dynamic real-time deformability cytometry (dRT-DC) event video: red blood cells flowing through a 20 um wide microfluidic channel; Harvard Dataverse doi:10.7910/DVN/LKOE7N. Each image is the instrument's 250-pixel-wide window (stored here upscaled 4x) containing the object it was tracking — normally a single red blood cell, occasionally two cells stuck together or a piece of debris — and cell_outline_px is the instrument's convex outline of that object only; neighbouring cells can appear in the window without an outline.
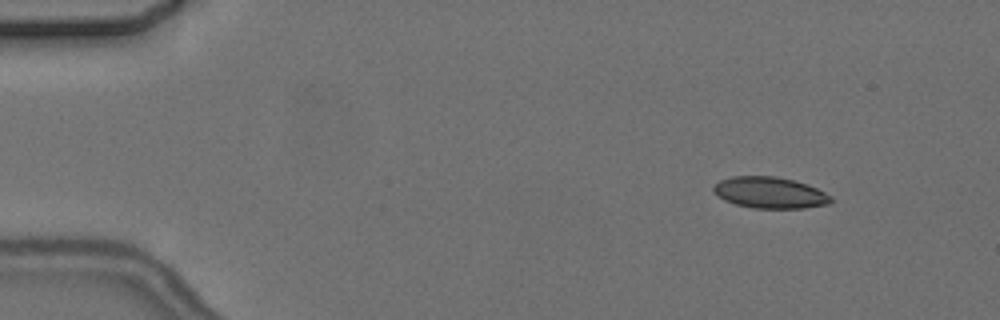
{"species": "common noctule bat (a hibernating species)", "species_latin": "Nyctalus noctula", "temperature_condition": "cold", "stored_images_in_passage": 4, "camera_frame_rate_fps": 3000, "um_per_image_px": 0.085, "animal": {"sex": "female", "body_mass_g": 24.6, "forearm_length_mm": 56.2}, "frame": {"image": 1, "passage_image": 1, "time_ms": 0.0, "image_size_px": [1000, 320], "cell_outline_px": [[832, 200], [828, 204], [804, 208], [752, 208], [736, 204], [724, 200], [712, 192], [712, 188], [720, 180], [732, 176], [776, 176], [808, 184], [832, 196]], "centroid_in_image_um": [65.42, 16.37], "position_along_channel_um": 19.6, "area_um2": 21.44}}